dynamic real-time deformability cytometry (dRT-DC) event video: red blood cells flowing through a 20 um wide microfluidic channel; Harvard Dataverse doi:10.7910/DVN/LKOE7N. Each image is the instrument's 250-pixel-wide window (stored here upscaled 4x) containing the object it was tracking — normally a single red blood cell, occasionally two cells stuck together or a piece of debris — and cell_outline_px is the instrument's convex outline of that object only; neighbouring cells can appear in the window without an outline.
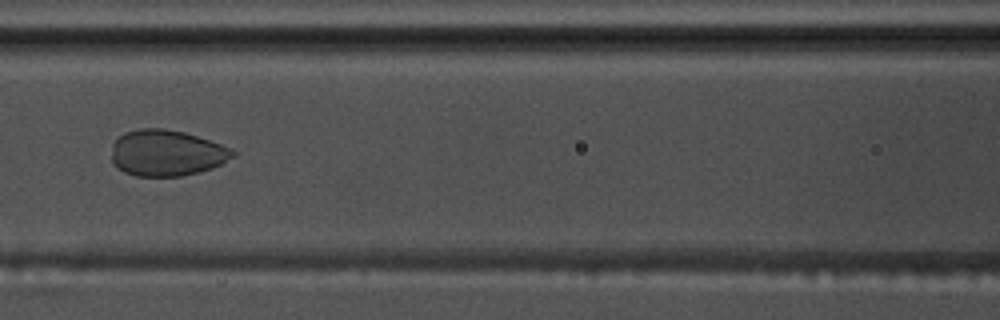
{"species": "common noctule bat (a hibernating species)", "species_latin": "Nyctalus noctula", "temperature_condition": "warm", "stored_images_in_passage": 55, "camera_frame_rate_fps": 3000, "um_per_image_px": 0.085, "animal": {"sex": "male", "body_mass_g": 17.5, "forearm_length_mm": 52.3}, "frame": {"image": 1, "passage_image": 25, "time_ms": 8.0, "image_size_px": [1000, 320], "cell_outline_px": [[236, 156], [212, 168], [200, 172], [180, 176], [136, 176], [124, 172], [116, 168], [112, 164], [112, 144], [124, 132], [140, 128], [164, 128], [184, 132], [232, 148], [236, 152]], "centroid_in_image_um": [14.15, 13.01], "position_along_channel_um": 152.5, "area_um2": 32.77}}
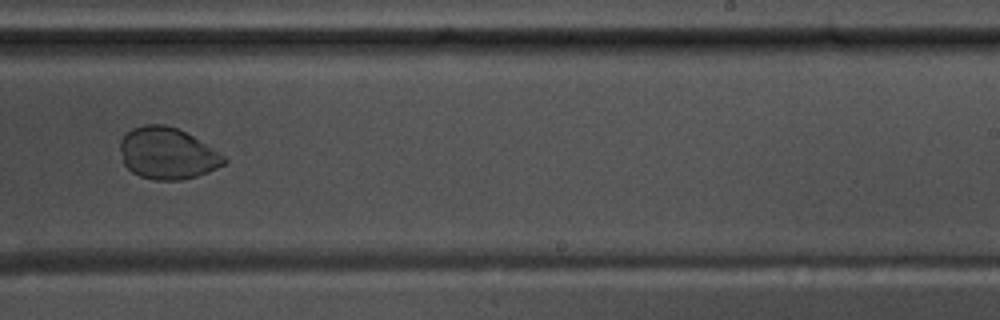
{"frame": {"image": 2, "passage_image": 35, "time_ms": 11.333, "image_size_px": [1000, 320], "cell_outline_px": [[228, 160], [224, 164], [208, 172], [196, 176], [180, 180], [156, 180], [140, 176], [132, 172], [124, 164], [120, 148], [120, 140], [132, 128], [144, 124], [164, 124], [176, 128], [192, 136], [224, 156]], "centroid_in_image_um": [14.2, 13.04], "position_along_channel_um": 274.8, "area_um2": 30.87}}
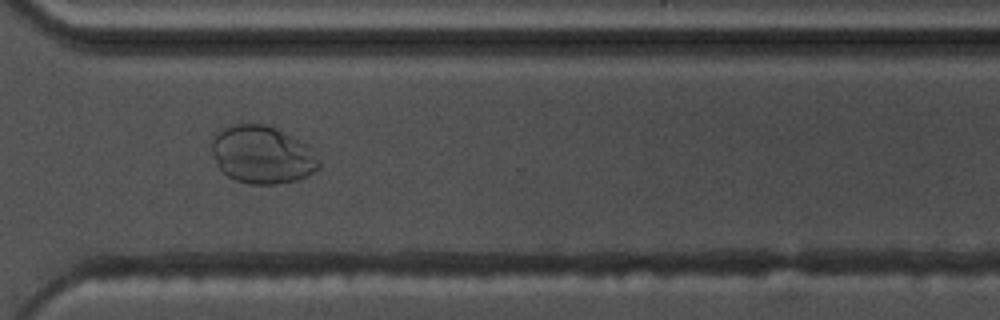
{"frame": {"image": 3, "passage_image": 41, "time_ms": 13.333, "image_size_px": [1000, 320], "cell_outline_px": [[320, 168], [308, 176], [296, 180], [272, 184], [248, 184], [236, 180], [228, 176], [220, 168], [212, 152], [212, 140], [216, 132], [232, 124], [264, 124], [276, 128], [308, 144], [320, 164]], "centroid_in_image_um": [22.3, 13.15], "position_along_channel_um": 348.3, "area_um2": 35.95}}